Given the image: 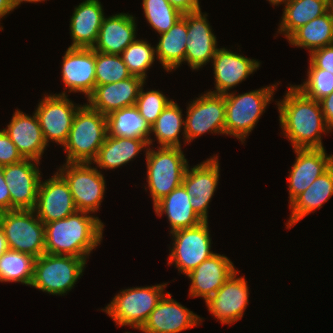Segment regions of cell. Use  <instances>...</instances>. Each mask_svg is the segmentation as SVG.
<instances>
[{"label":"cell","mask_w":333,"mask_h":333,"mask_svg":"<svg viewBox=\"0 0 333 333\" xmlns=\"http://www.w3.org/2000/svg\"><path fill=\"white\" fill-rule=\"evenodd\" d=\"M277 106L281 129L293 149L324 148L321 134L332 130L324 120L319 101L291 85Z\"/></svg>","instance_id":"1"},{"label":"cell","mask_w":333,"mask_h":333,"mask_svg":"<svg viewBox=\"0 0 333 333\" xmlns=\"http://www.w3.org/2000/svg\"><path fill=\"white\" fill-rule=\"evenodd\" d=\"M128 71L146 80V72L152 66L156 57L155 47L145 40H134L121 54Z\"/></svg>","instance_id":"36"},{"label":"cell","mask_w":333,"mask_h":333,"mask_svg":"<svg viewBox=\"0 0 333 333\" xmlns=\"http://www.w3.org/2000/svg\"><path fill=\"white\" fill-rule=\"evenodd\" d=\"M167 283L155 286L134 287L120 290L105 309L118 326H131L140 329L146 322L152 310L165 295Z\"/></svg>","instance_id":"7"},{"label":"cell","mask_w":333,"mask_h":333,"mask_svg":"<svg viewBox=\"0 0 333 333\" xmlns=\"http://www.w3.org/2000/svg\"><path fill=\"white\" fill-rule=\"evenodd\" d=\"M11 210V196L6 184L3 169L0 167V212Z\"/></svg>","instance_id":"43"},{"label":"cell","mask_w":333,"mask_h":333,"mask_svg":"<svg viewBox=\"0 0 333 333\" xmlns=\"http://www.w3.org/2000/svg\"><path fill=\"white\" fill-rule=\"evenodd\" d=\"M86 262L76 256L44 253L35 260L30 287L52 295L67 294L82 276Z\"/></svg>","instance_id":"6"},{"label":"cell","mask_w":333,"mask_h":333,"mask_svg":"<svg viewBox=\"0 0 333 333\" xmlns=\"http://www.w3.org/2000/svg\"><path fill=\"white\" fill-rule=\"evenodd\" d=\"M0 227L5 233L9 249L36 258L45 253V225L33 210L0 212Z\"/></svg>","instance_id":"8"},{"label":"cell","mask_w":333,"mask_h":333,"mask_svg":"<svg viewBox=\"0 0 333 333\" xmlns=\"http://www.w3.org/2000/svg\"><path fill=\"white\" fill-rule=\"evenodd\" d=\"M189 167L188 165L182 185L190 195L192 209L203 221H208L209 203L220 176L218 156L210 157L193 168Z\"/></svg>","instance_id":"14"},{"label":"cell","mask_w":333,"mask_h":333,"mask_svg":"<svg viewBox=\"0 0 333 333\" xmlns=\"http://www.w3.org/2000/svg\"><path fill=\"white\" fill-rule=\"evenodd\" d=\"M187 40V24L183 17L167 32L160 34L155 47L156 57L167 72H172L184 62Z\"/></svg>","instance_id":"31"},{"label":"cell","mask_w":333,"mask_h":333,"mask_svg":"<svg viewBox=\"0 0 333 333\" xmlns=\"http://www.w3.org/2000/svg\"><path fill=\"white\" fill-rule=\"evenodd\" d=\"M142 5L147 22L159 35L167 32L183 15L167 0H143Z\"/></svg>","instance_id":"37"},{"label":"cell","mask_w":333,"mask_h":333,"mask_svg":"<svg viewBox=\"0 0 333 333\" xmlns=\"http://www.w3.org/2000/svg\"><path fill=\"white\" fill-rule=\"evenodd\" d=\"M235 271L233 263L225 255L213 254L186 275L191 281L189 296L202 297L206 302Z\"/></svg>","instance_id":"22"},{"label":"cell","mask_w":333,"mask_h":333,"mask_svg":"<svg viewBox=\"0 0 333 333\" xmlns=\"http://www.w3.org/2000/svg\"><path fill=\"white\" fill-rule=\"evenodd\" d=\"M99 0H86L74 8L70 19L69 48H93L105 17Z\"/></svg>","instance_id":"26"},{"label":"cell","mask_w":333,"mask_h":333,"mask_svg":"<svg viewBox=\"0 0 333 333\" xmlns=\"http://www.w3.org/2000/svg\"><path fill=\"white\" fill-rule=\"evenodd\" d=\"M284 6L278 33L288 39L297 29L327 13L333 0H289Z\"/></svg>","instance_id":"30"},{"label":"cell","mask_w":333,"mask_h":333,"mask_svg":"<svg viewBox=\"0 0 333 333\" xmlns=\"http://www.w3.org/2000/svg\"><path fill=\"white\" fill-rule=\"evenodd\" d=\"M290 45L309 49L310 54L333 44V7L297 29L289 38Z\"/></svg>","instance_id":"32"},{"label":"cell","mask_w":333,"mask_h":333,"mask_svg":"<svg viewBox=\"0 0 333 333\" xmlns=\"http://www.w3.org/2000/svg\"><path fill=\"white\" fill-rule=\"evenodd\" d=\"M202 318L175 301L169 292L152 310L139 329L144 333H179L199 326Z\"/></svg>","instance_id":"18"},{"label":"cell","mask_w":333,"mask_h":333,"mask_svg":"<svg viewBox=\"0 0 333 333\" xmlns=\"http://www.w3.org/2000/svg\"><path fill=\"white\" fill-rule=\"evenodd\" d=\"M145 148H148V143L144 139L114 137L107 134L93 163L100 169H115L130 162Z\"/></svg>","instance_id":"29"},{"label":"cell","mask_w":333,"mask_h":333,"mask_svg":"<svg viewBox=\"0 0 333 333\" xmlns=\"http://www.w3.org/2000/svg\"><path fill=\"white\" fill-rule=\"evenodd\" d=\"M236 270L215 294L205 303L208 311L221 324H234L239 321L248 306L249 287L245 278L238 277ZM238 277V278H237Z\"/></svg>","instance_id":"16"},{"label":"cell","mask_w":333,"mask_h":333,"mask_svg":"<svg viewBox=\"0 0 333 333\" xmlns=\"http://www.w3.org/2000/svg\"><path fill=\"white\" fill-rule=\"evenodd\" d=\"M24 158L6 132L0 130V167L15 164Z\"/></svg>","instance_id":"41"},{"label":"cell","mask_w":333,"mask_h":333,"mask_svg":"<svg viewBox=\"0 0 333 333\" xmlns=\"http://www.w3.org/2000/svg\"><path fill=\"white\" fill-rule=\"evenodd\" d=\"M307 76L303 84L295 85L307 97L319 101L333 92V74L317 68L310 60Z\"/></svg>","instance_id":"39"},{"label":"cell","mask_w":333,"mask_h":333,"mask_svg":"<svg viewBox=\"0 0 333 333\" xmlns=\"http://www.w3.org/2000/svg\"><path fill=\"white\" fill-rule=\"evenodd\" d=\"M90 165L66 162L57 171L68 183L77 211L94 213L104 199L106 181L101 171Z\"/></svg>","instance_id":"9"},{"label":"cell","mask_w":333,"mask_h":333,"mask_svg":"<svg viewBox=\"0 0 333 333\" xmlns=\"http://www.w3.org/2000/svg\"><path fill=\"white\" fill-rule=\"evenodd\" d=\"M41 1H46V0H9V3L14 11V9L17 8L22 2L37 3Z\"/></svg>","instance_id":"48"},{"label":"cell","mask_w":333,"mask_h":333,"mask_svg":"<svg viewBox=\"0 0 333 333\" xmlns=\"http://www.w3.org/2000/svg\"><path fill=\"white\" fill-rule=\"evenodd\" d=\"M294 152L296 160L287 178L290 203L333 165V155H327L324 148L294 149Z\"/></svg>","instance_id":"20"},{"label":"cell","mask_w":333,"mask_h":333,"mask_svg":"<svg viewBox=\"0 0 333 333\" xmlns=\"http://www.w3.org/2000/svg\"><path fill=\"white\" fill-rule=\"evenodd\" d=\"M24 159L40 162L47 144L36 114L31 117L16 110L6 129H3Z\"/></svg>","instance_id":"24"},{"label":"cell","mask_w":333,"mask_h":333,"mask_svg":"<svg viewBox=\"0 0 333 333\" xmlns=\"http://www.w3.org/2000/svg\"><path fill=\"white\" fill-rule=\"evenodd\" d=\"M62 80L69 92H80L88 97L94 90L95 51L92 48H69L63 56Z\"/></svg>","instance_id":"21"},{"label":"cell","mask_w":333,"mask_h":333,"mask_svg":"<svg viewBox=\"0 0 333 333\" xmlns=\"http://www.w3.org/2000/svg\"><path fill=\"white\" fill-rule=\"evenodd\" d=\"M182 17L186 20L187 36L185 61L192 70L210 62L215 56L217 48L216 36L207 20V14L201 10L185 13Z\"/></svg>","instance_id":"17"},{"label":"cell","mask_w":333,"mask_h":333,"mask_svg":"<svg viewBox=\"0 0 333 333\" xmlns=\"http://www.w3.org/2000/svg\"><path fill=\"white\" fill-rule=\"evenodd\" d=\"M209 232L208 221L172 232L174 242L172 250L170 249L168 265L175 264L179 273L187 275L204 260L209 259L215 254L211 251Z\"/></svg>","instance_id":"10"},{"label":"cell","mask_w":333,"mask_h":333,"mask_svg":"<svg viewBox=\"0 0 333 333\" xmlns=\"http://www.w3.org/2000/svg\"><path fill=\"white\" fill-rule=\"evenodd\" d=\"M143 87L144 85L140 89L135 106L146 123L151 127L172 100H169V98L158 90L144 92Z\"/></svg>","instance_id":"40"},{"label":"cell","mask_w":333,"mask_h":333,"mask_svg":"<svg viewBox=\"0 0 333 333\" xmlns=\"http://www.w3.org/2000/svg\"><path fill=\"white\" fill-rule=\"evenodd\" d=\"M324 120L327 126L333 130V92L319 100Z\"/></svg>","instance_id":"44"},{"label":"cell","mask_w":333,"mask_h":333,"mask_svg":"<svg viewBox=\"0 0 333 333\" xmlns=\"http://www.w3.org/2000/svg\"><path fill=\"white\" fill-rule=\"evenodd\" d=\"M108 134L107 116L86 103L76 112L68 139L63 145L68 163H91Z\"/></svg>","instance_id":"3"},{"label":"cell","mask_w":333,"mask_h":333,"mask_svg":"<svg viewBox=\"0 0 333 333\" xmlns=\"http://www.w3.org/2000/svg\"><path fill=\"white\" fill-rule=\"evenodd\" d=\"M135 19L128 13L104 17L97 41L92 49L105 54L121 55L125 48L137 38Z\"/></svg>","instance_id":"25"},{"label":"cell","mask_w":333,"mask_h":333,"mask_svg":"<svg viewBox=\"0 0 333 333\" xmlns=\"http://www.w3.org/2000/svg\"><path fill=\"white\" fill-rule=\"evenodd\" d=\"M309 60L319 69L333 74V44L313 51Z\"/></svg>","instance_id":"42"},{"label":"cell","mask_w":333,"mask_h":333,"mask_svg":"<svg viewBox=\"0 0 333 333\" xmlns=\"http://www.w3.org/2000/svg\"><path fill=\"white\" fill-rule=\"evenodd\" d=\"M121 55L105 54L95 51L96 85H105L131 77Z\"/></svg>","instance_id":"38"},{"label":"cell","mask_w":333,"mask_h":333,"mask_svg":"<svg viewBox=\"0 0 333 333\" xmlns=\"http://www.w3.org/2000/svg\"><path fill=\"white\" fill-rule=\"evenodd\" d=\"M144 84L143 78L132 75L115 83L95 85L93 92L87 97V105L102 115L108 116L116 110L135 106Z\"/></svg>","instance_id":"19"},{"label":"cell","mask_w":333,"mask_h":333,"mask_svg":"<svg viewBox=\"0 0 333 333\" xmlns=\"http://www.w3.org/2000/svg\"><path fill=\"white\" fill-rule=\"evenodd\" d=\"M76 211L64 219L45 224V253L71 255L87 260L103 238L104 224L98 217ZM88 256V257H87Z\"/></svg>","instance_id":"2"},{"label":"cell","mask_w":333,"mask_h":333,"mask_svg":"<svg viewBox=\"0 0 333 333\" xmlns=\"http://www.w3.org/2000/svg\"><path fill=\"white\" fill-rule=\"evenodd\" d=\"M331 196H333V165L289 203L292 214L287 221V228H291L303 217L321 208Z\"/></svg>","instance_id":"28"},{"label":"cell","mask_w":333,"mask_h":333,"mask_svg":"<svg viewBox=\"0 0 333 333\" xmlns=\"http://www.w3.org/2000/svg\"><path fill=\"white\" fill-rule=\"evenodd\" d=\"M33 211L44 225L77 211L69 185L58 171L50 179L40 182Z\"/></svg>","instance_id":"15"},{"label":"cell","mask_w":333,"mask_h":333,"mask_svg":"<svg viewBox=\"0 0 333 333\" xmlns=\"http://www.w3.org/2000/svg\"><path fill=\"white\" fill-rule=\"evenodd\" d=\"M187 107L184 121L185 143L205 134H225L224 94L207 92Z\"/></svg>","instance_id":"12"},{"label":"cell","mask_w":333,"mask_h":333,"mask_svg":"<svg viewBox=\"0 0 333 333\" xmlns=\"http://www.w3.org/2000/svg\"><path fill=\"white\" fill-rule=\"evenodd\" d=\"M67 97L65 92L45 95L35 110L47 146L50 140L62 146L66 143L74 116L82 106Z\"/></svg>","instance_id":"11"},{"label":"cell","mask_w":333,"mask_h":333,"mask_svg":"<svg viewBox=\"0 0 333 333\" xmlns=\"http://www.w3.org/2000/svg\"><path fill=\"white\" fill-rule=\"evenodd\" d=\"M277 85L238 95L234 92L224 94L225 135L234 136L244 143L273 98Z\"/></svg>","instance_id":"4"},{"label":"cell","mask_w":333,"mask_h":333,"mask_svg":"<svg viewBox=\"0 0 333 333\" xmlns=\"http://www.w3.org/2000/svg\"><path fill=\"white\" fill-rule=\"evenodd\" d=\"M36 257L8 249L0 257V282H21L31 285Z\"/></svg>","instance_id":"35"},{"label":"cell","mask_w":333,"mask_h":333,"mask_svg":"<svg viewBox=\"0 0 333 333\" xmlns=\"http://www.w3.org/2000/svg\"><path fill=\"white\" fill-rule=\"evenodd\" d=\"M9 249L5 233L0 227V257Z\"/></svg>","instance_id":"47"},{"label":"cell","mask_w":333,"mask_h":333,"mask_svg":"<svg viewBox=\"0 0 333 333\" xmlns=\"http://www.w3.org/2000/svg\"><path fill=\"white\" fill-rule=\"evenodd\" d=\"M148 148L145 151L147 182L154 205L182 184L188 161L180 147L159 146L157 151Z\"/></svg>","instance_id":"5"},{"label":"cell","mask_w":333,"mask_h":333,"mask_svg":"<svg viewBox=\"0 0 333 333\" xmlns=\"http://www.w3.org/2000/svg\"><path fill=\"white\" fill-rule=\"evenodd\" d=\"M153 207L157 216L160 217L162 214L167 216L171 226L170 233L194 227L203 222L192 209L190 195L182 184L161 198Z\"/></svg>","instance_id":"27"},{"label":"cell","mask_w":333,"mask_h":333,"mask_svg":"<svg viewBox=\"0 0 333 333\" xmlns=\"http://www.w3.org/2000/svg\"><path fill=\"white\" fill-rule=\"evenodd\" d=\"M10 11L12 12L13 9L9 3V0H0V20L6 16V14H9ZM0 30H3L2 26L0 27Z\"/></svg>","instance_id":"46"},{"label":"cell","mask_w":333,"mask_h":333,"mask_svg":"<svg viewBox=\"0 0 333 333\" xmlns=\"http://www.w3.org/2000/svg\"><path fill=\"white\" fill-rule=\"evenodd\" d=\"M184 121L182 110L177 103L172 100L150 127V133L155 134L154 136H156L160 147L181 148L179 134L183 128L182 133L185 138Z\"/></svg>","instance_id":"34"},{"label":"cell","mask_w":333,"mask_h":333,"mask_svg":"<svg viewBox=\"0 0 333 333\" xmlns=\"http://www.w3.org/2000/svg\"><path fill=\"white\" fill-rule=\"evenodd\" d=\"M108 135L144 139L152 145L150 126L140 115L136 106L116 110L107 116Z\"/></svg>","instance_id":"33"},{"label":"cell","mask_w":333,"mask_h":333,"mask_svg":"<svg viewBox=\"0 0 333 333\" xmlns=\"http://www.w3.org/2000/svg\"><path fill=\"white\" fill-rule=\"evenodd\" d=\"M36 163V164H35ZM39 162L32 159L3 166V175L11 196V210H33L41 182Z\"/></svg>","instance_id":"13"},{"label":"cell","mask_w":333,"mask_h":333,"mask_svg":"<svg viewBox=\"0 0 333 333\" xmlns=\"http://www.w3.org/2000/svg\"><path fill=\"white\" fill-rule=\"evenodd\" d=\"M212 60L216 90L208 92L216 94L229 93L230 88L245 81L260 67L258 60L249 59L225 48H218Z\"/></svg>","instance_id":"23"},{"label":"cell","mask_w":333,"mask_h":333,"mask_svg":"<svg viewBox=\"0 0 333 333\" xmlns=\"http://www.w3.org/2000/svg\"><path fill=\"white\" fill-rule=\"evenodd\" d=\"M270 2V4L272 5H278V4H285L287 3L289 0H268Z\"/></svg>","instance_id":"49"},{"label":"cell","mask_w":333,"mask_h":333,"mask_svg":"<svg viewBox=\"0 0 333 333\" xmlns=\"http://www.w3.org/2000/svg\"><path fill=\"white\" fill-rule=\"evenodd\" d=\"M182 14L201 10L199 0H167Z\"/></svg>","instance_id":"45"}]
</instances>
